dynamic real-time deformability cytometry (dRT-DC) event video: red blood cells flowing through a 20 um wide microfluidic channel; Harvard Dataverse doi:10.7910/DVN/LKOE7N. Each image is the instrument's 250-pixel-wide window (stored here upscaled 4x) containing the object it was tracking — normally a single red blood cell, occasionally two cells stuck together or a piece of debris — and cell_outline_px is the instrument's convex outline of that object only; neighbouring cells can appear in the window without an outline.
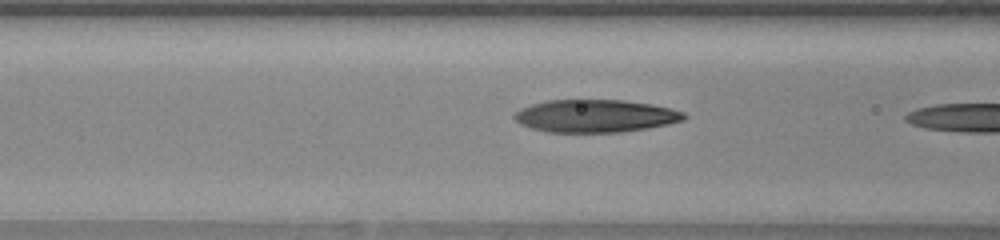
{"species": "human", "species_latin": "Homo sapiens", "temperature_condition": "warm", "stored_images_in_passage": 20, "camera_frame_rate_fps": 3000, "um_per_image_px": 0.085, "donor": {"sex": "female"}, "frame": {"image": 1, "passage_image": 18, "time_ms": 5.667, "image_size_px": [1000, 240], "cell_outline_px": [[688, 116], [684, 120], [668, 124], [648, 128], [620, 132], [548, 132], [532, 128], [520, 124], [512, 116], [520, 108], [532, 104], [548, 100], [624, 100], [652, 104], [672, 108], [684, 112]], "centroid_in_image_um": [50.63, 9.85], "position_along_channel_um": 116.0, "area_um2": 32.43}}